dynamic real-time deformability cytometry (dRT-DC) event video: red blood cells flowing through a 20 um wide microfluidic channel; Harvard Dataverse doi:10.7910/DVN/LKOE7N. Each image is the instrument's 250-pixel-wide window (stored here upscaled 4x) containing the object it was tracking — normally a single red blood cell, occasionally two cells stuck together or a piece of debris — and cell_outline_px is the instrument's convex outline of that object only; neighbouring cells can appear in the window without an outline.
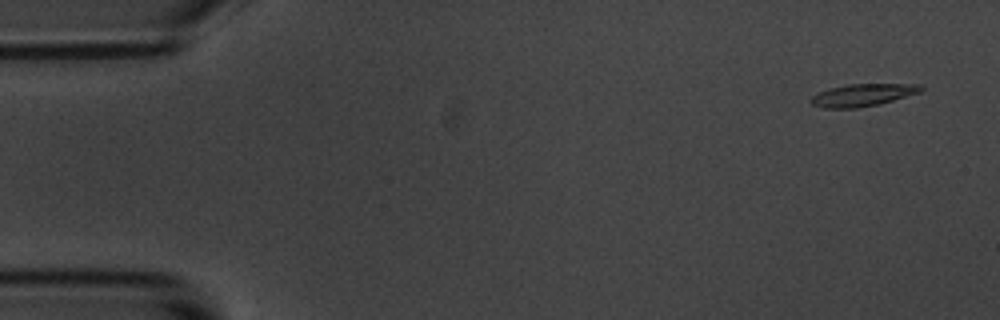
{"species": "common noctule bat (a hibernating species)", "species_latin": "Nyctalus noctula", "temperature_condition": "room temperature", "stored_images_in_passage": 9, "camera_frame_rate_fps": 3000, "um_per_image_px": 0.085, "animal": {"sex": "male", "body_mass_g": 20.1, "forearm_length_mm": 53.5}, "frame": {"image": 1, "passage_image": 1, "time_ms": 0.0, "image_size_px": [1000, 320], "cell_outline_px": [[924, 88], [920, 92], [880, 104], [856, 108], [824, 108], [812, 104], [808, 100], [812, 96], [828, 88], [848, 84], [920, 84]], "centroid_in_image_um": [73.31, 8.07], "position_along_channel_um": 11.7, "area_um2": 14.33}}
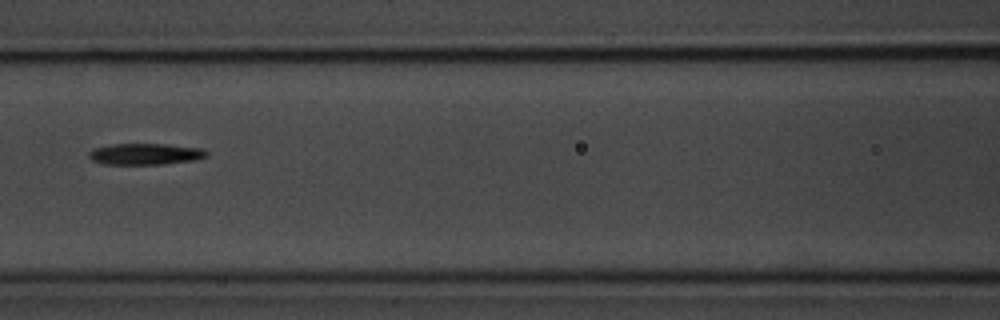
{"frame": {"image": 2, "passage_image": 7, "time_ms": 7.333, "image_size_px": [1000, 320], "cell_outline_px": [[208, 156], [196, 160], [164, 164], [104, 164], [92, 160], [88, 156], [88, 152], [92, 148], [112, 144], [168, 144], [204, 148], [208, 152]], "centroid_in_image_um": [12.38, 13.08], "position_along_channel_um": 154.2, "area_um2": 14.85}}
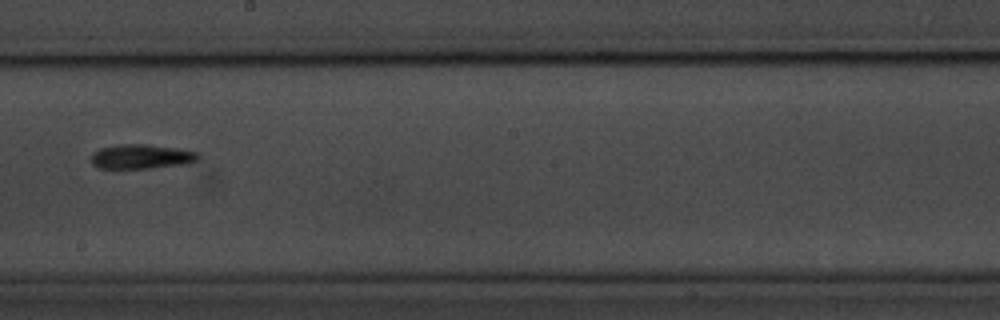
{"frame": {"image": 3, "passage_image": 9, "time_ms": 9.667, "image_size_px": [1000, 320], "cell_outline_px": [[200, 156], [196, 160], [188, 164], [152, 168], [96, 168], [92, 164], [92, 152], [100, 148], [120, 144], [144, 144], [180, 148], [200, 152]], "centroid_in_image_um": [12.05, 13.3], "position_along_channel_um": 236.1, "area_um2": 15.49}}